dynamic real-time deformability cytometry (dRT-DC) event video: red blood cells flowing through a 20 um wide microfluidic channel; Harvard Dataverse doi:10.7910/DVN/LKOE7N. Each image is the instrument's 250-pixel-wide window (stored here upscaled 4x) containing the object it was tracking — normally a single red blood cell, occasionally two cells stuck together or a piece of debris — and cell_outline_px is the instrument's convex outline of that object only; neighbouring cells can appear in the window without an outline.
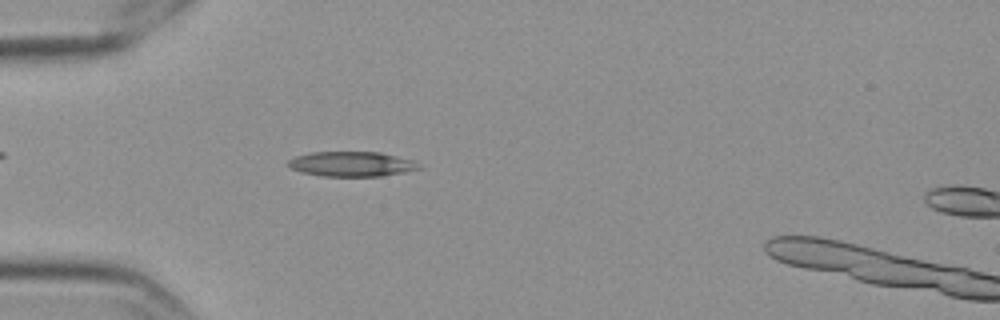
{"species": "Egyptian fruit bat (a non-hibernating species)", "species_latin": "Rousettus aegyptiacus", "temperature_condition": "cold", "stored_images_in_passage": 57, "camera_frame_rate_fps": 3000, "um_per_image_px": 0.085, "frame": {"image": 1, "passage_image": 17, "time_ms": 5.333, "image_size_px": [1000, 320], "cell_outline_px": [[424, 168], [404, 172], [380, 176], [324, 176], [304, 172], [292, 168], [284, 164], [288, 160], [296, 156], [312, 152], [380, 152], [416, 160]], "centroid_in_image_um": [29.95, 13.93], "position_along_channel_um": 55.1, "area_um2": 19.07}}
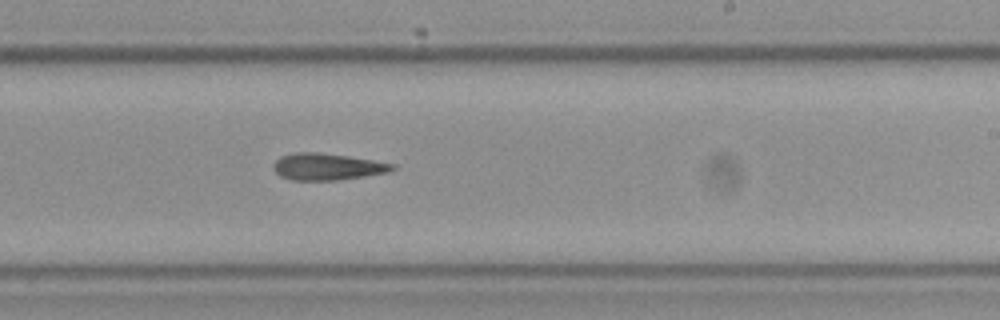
{"frame": {"image": 2, "passage_image": 35, "time_ms": 11.333, "image_size_px": [1000, 320], "cell_outline_px": [[396, 168], [388, 172], [364, 176], [336, 180], [292, 180], [280, 176], [272, 168], [272, 164], [280, 156], [296, 152], [316, 152], [348, 156], [396, 164]], "centroid_in_image_um": [27.79, 14.16], "position_along_channel_um": 261.2, "area_um2": 18.5}}
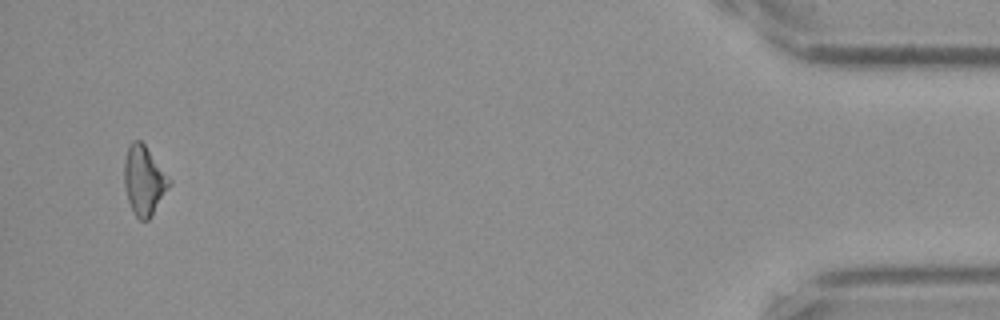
{"frame": {"image": 3, "passage_image": 55, "time_ms": 18.0, "image_size_px": [1000, 320], "cell_outline_px": [[172, 180], [168, 188], [152, 216], [148, 220], [140, 220], [136, 216], [128, 200], [124, 184], [124, 160], [128, 144], [132, 140], [140, 140], [144, 144]], "centroid_in_image_um": [12.23, 15.31], "position_along_channel_um": 423.0, "area_um2": 18.09}}